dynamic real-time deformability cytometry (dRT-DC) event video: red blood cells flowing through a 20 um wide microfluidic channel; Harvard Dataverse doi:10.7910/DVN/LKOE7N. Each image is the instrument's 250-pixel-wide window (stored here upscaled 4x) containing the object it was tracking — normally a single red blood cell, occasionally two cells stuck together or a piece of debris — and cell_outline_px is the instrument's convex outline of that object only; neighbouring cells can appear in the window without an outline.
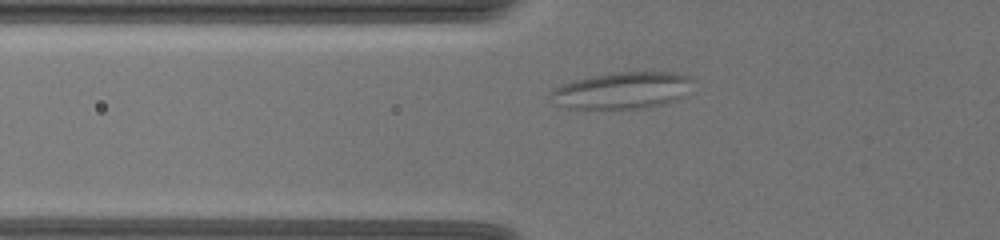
{"species": "common noctule bat (a hibernating species)", "species_latin": "Nyctalus noctula", "temperature_condition": "warm", "stored_images_in_passage": 49, "camera_frame_rate_fps": 3000, "um_per_image_px": 0.085, "animal": {"sex": "female", "body_mass_g": 19.5, "forearm_length_mm": 54.1}, "frame": {"image": 1, "passage_image": 12, "time_ms": 3.667, "image_size_px": [1000, 240], "cell_outline_px": [[696, 80], [684, 96], [664, 104], [644, 108], [568, 108], [556, 104], [548, 92], [564, 84], [576, 80], [592, 76], [616, 72], [676, 72], [688, 76]], "centroid_in_image_um": [52.95, 7.68], "position_along_channel_um": 72.9, "area_um2": 30.29}}
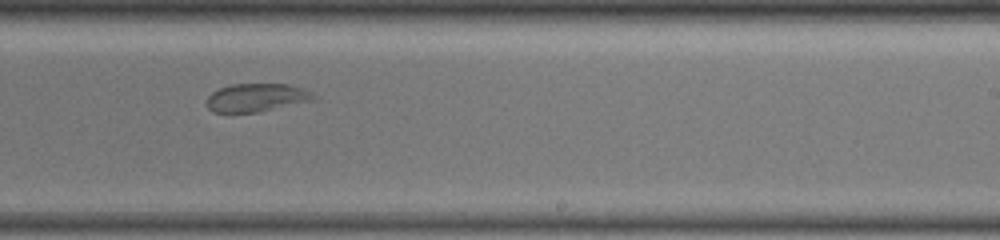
{"frame": {"image": 2, "passage_image": 29, "time_ms": 9.333, "image_size_px": [1000, 240], "cell_outline_px": [[320, 96], [316, 100], [256, 112], [212, 112], [204, 104], [208, 96], [212, 92], [220, 88], [232, 84], [288, 84], [304, 88]], "centroid_in_image_um": [21.84, 8.29], "position_along_channel_um": 267.2, "area_um2": 17.8}}
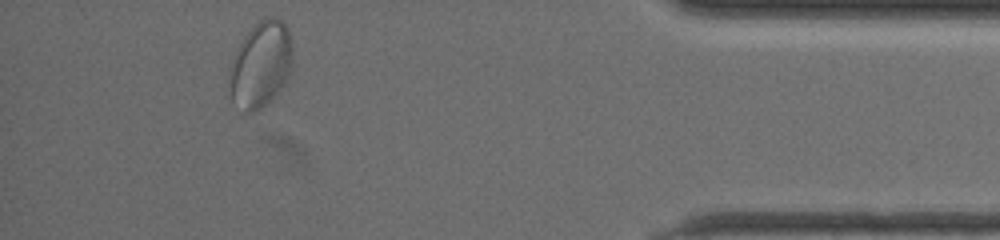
{"frame": {"image": 3, "passage_image": 45, "time_ms": 14.667, "image_size_px": [1000, 240], "cell_outline_px": [[292, 60], [288, 72], [284, 80], [276, 92], [260, 108], [252, 112], [248, 112], [232, 100], [228, 84], [232, 56], [244, 36], [264, 16], [276, 16], [288, 28], [292, 48]], "centroid_in_image_um": [22.13, 5.41], "position_along_channel_um": 413.1, "area_um2": 30.98}, "authors_computed_cell_mechanics": {"area_um2": 23.6402, "velocity_mm_per_s": 3.4828, "shape_relaxation_time_tau1_ms": null, "shape_relaxation_time_tau2_ms": 1.851, "deformation_change_tau1": null, "deformation_change_tau2": 0.0681}}